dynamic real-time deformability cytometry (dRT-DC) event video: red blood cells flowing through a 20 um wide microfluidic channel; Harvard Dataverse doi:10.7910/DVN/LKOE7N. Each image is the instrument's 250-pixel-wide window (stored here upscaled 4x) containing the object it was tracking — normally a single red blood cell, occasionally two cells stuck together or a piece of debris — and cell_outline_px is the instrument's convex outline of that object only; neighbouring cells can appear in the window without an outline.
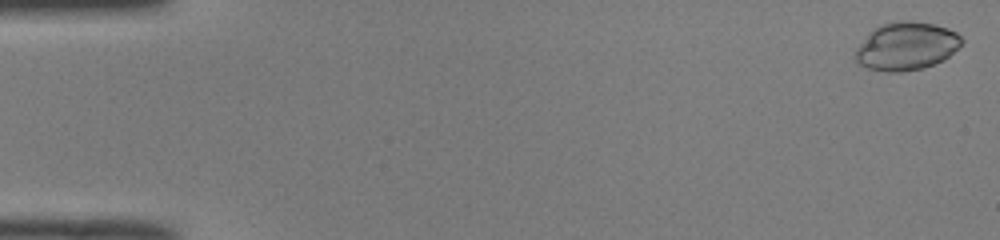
{"species": "common noctule bat (a hibernating species)", "species_latin": "Nyctalus noctula", "temperature_condition": "room temperature", "stored_images_in_passage": 50, "camera_frame_rate_fps": 3000, "um_per_image_px": 0.085, "animal": {"sex": "male", "body_mass_g": 19.0, "forearm_length_mm": 50.8}, "frame": {"image": 1, "passage_image": 1, "time_ms": 0.0, "image_size_px": [1000, 240], "cell_outline_px": [[964, 40], [944, 60], [924, 68], [900, 72], [884, 72], [868, 68], [860, 64], [852, 56], [856, 48], [868, 32], [880, 24], [900, 20], [908, 20], [936, 24], [948, 28], [956, 32]], "centroid_in_image_um": [77.0, 3.92], "position_along_channel_um": 8.0, "area_um2": 30.06}}
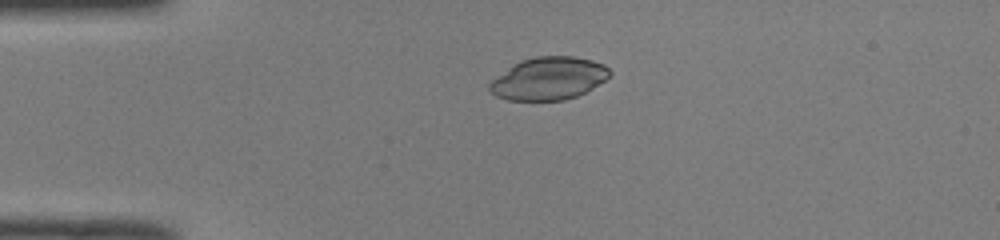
{"frame": {"image": 2, "passage_image": 12, "time_ms": 3.667, "image_size_px": [1000, 240], "cell_outline_px": [[612, 72], [604, 80], [592, 88], [576, 96], [564, 100], [508, 100], [496, 96], [488, 88], [488, 84], [492, 80], [512, 64], [520, 60], [536, 56], [572, 56], [592, 60], [604, 64]], "centroid_in_image_um": [46.62, 6.66], "position_along_channel_um": 38.4, "area_um2": 29.77}}
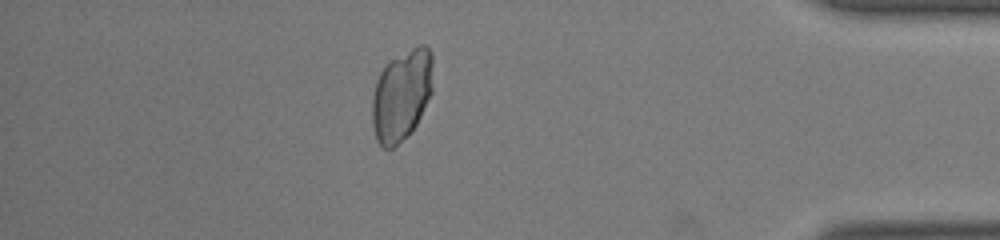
{"frame": {"image": 3, "passage_image": 44, "time_ms": 14.333, "image_size_px": [1000, 240], "cell_outline_px": [[432, 92], [412, 132], [392, 148], [384, 148], [376, 140], [372, 124], [372, 96], [376, 80], [380, 72], [392, 60], [412, 48], [420, 44], [424, 44], [432, 52]], "centroid_in_image_um": [34.13, 8.11], "position_along_channel_um": 401.1, "area_um2": 32.14}}